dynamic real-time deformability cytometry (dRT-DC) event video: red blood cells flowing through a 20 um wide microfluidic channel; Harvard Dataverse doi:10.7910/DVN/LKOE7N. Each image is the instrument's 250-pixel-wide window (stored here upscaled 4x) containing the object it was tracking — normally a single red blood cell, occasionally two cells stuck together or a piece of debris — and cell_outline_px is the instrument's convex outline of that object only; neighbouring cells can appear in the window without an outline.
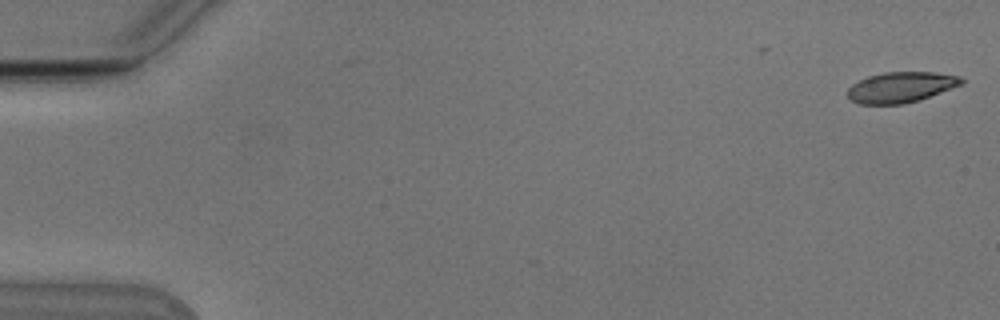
{"species": "Egyptian fruit bat (a non-hibernating species)", "species_latin": "Rousettus aegyptiacus", "temperature_condition": "cold", "stored_images_in_passage": 3, "camera_frame_rate_fps": 3000, "um_per_image_px": 0.085, "animal": {"sex": "male"}, "frame": {"image": 1, "passage_image": 3, "time_ms": 0.667, "image_size_px": [1000, 320], "cell_outline_px": [[964, 84], [920, 100], [904, 104], [860, 104], [852, 100], [848, 96], [848, 88], [852, 84], [868, 76], [884, 72], [932, 72], [960, 76], [964, 80]], "centroid_in_image_um": [76.61, 7.41], "position_along_channel_um": 8.4, "area_um2": 20.35}}